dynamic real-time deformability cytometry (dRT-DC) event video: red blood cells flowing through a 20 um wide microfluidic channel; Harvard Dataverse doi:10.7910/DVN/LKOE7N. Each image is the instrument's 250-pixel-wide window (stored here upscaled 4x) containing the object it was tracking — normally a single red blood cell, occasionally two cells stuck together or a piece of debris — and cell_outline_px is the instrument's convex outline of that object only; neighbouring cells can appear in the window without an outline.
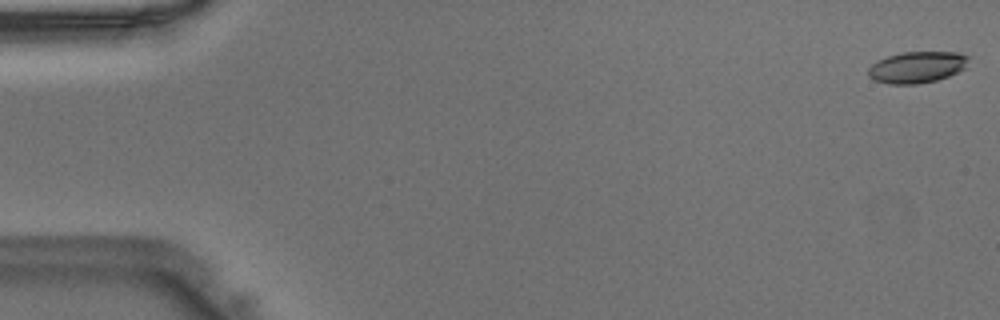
{"species": "Egyptian fruit bat (a non-hibernating species)", "species_latin": "Rousettus aegyptiacus", "temperature_condition": "warm", "stored_images_in_passage": 47, "camera_frame_rate_fps": 3000, "um_per_image_px": 0.085, "animal": {"sex": "male"}, "frame": {"image": 1, "passage_image": 1, "time_ms": 0.0, "image_size_px": [1000, 320], "cell_outline_px": [[972, 56], [964, 68], [948, 76], [936, 80], [916, 84], [888, 84], [876, 80], [868, 76], [868, 68], [876, 60], [900, 52], [960, 52]], "centroid_in_image_um": [77.96, 5.69], "position_along_channel_um": 7.0, "area_um2": 18.5}}
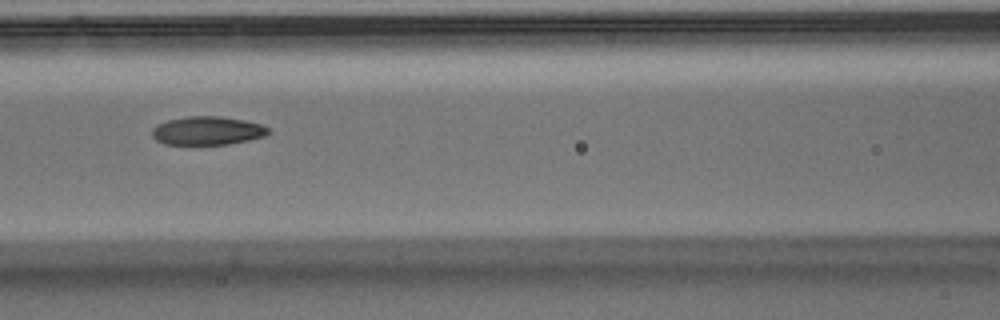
{"frame": {"image": 2, "passage_image": 21, "time_ms": 6.667, "image_size_px": [1000, 320], "cell_outline_px": [[268, 132], [264, 136], [248, 140], [228, 144], [164, 144], [156, 140], [152, 136], [152, 128], [156, 124], [168, 120], [188, 116], [220, 116], [244, 120], [260, 124], [268, 128]], "centroid_in_image_um": [17.58, 11.1], "position_along_channel_um": 149.0, "area_um2": 19.19}}
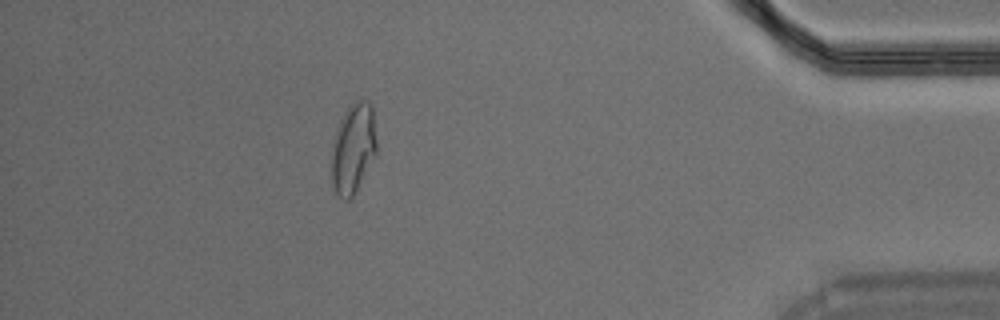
{"frame": {"image": 3, "passage_image": 42, "time_ms": 13.667, "image_size_px": [1000, 320], "cell_outline_px": [[376, 156], [352, 196], [348, 200], [344, 200], [336, 192], [332, 184], [332, 144], [336, 128], [344, 112], [356, 100], [368, 100], [372, 104], [376, 140]], "centroid_in_image_um": [30.03, 12.58], "position_along_channel_um": 405.2, "area_um2": 23.58}}